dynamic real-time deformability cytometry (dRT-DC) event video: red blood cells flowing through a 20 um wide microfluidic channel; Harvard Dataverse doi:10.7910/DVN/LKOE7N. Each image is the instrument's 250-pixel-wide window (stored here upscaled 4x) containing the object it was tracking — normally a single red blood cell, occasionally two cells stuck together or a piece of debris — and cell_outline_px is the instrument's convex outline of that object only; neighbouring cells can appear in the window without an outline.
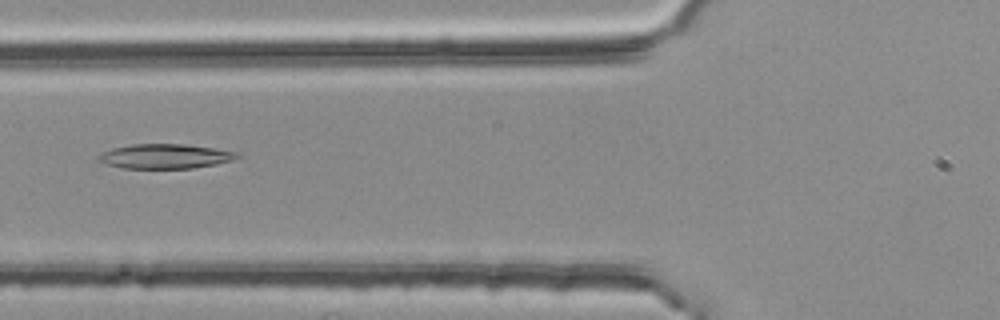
{"species": "common noctule bat (a hibernating species)", "species_latin": "Nyctalus noctula", "temperature_condition": "room temperature", "stored_images_in_passage": 42, "camera_frame_rate_fps": 3000, "um_per_image_px": 0.085, "animal": {"sex": "female", "body_mass_g": 25.1}, "frame": {"image": 1, "passage_image": 9, "time_ms": 2.667, "image_size_px": [1000, 320], "cell_outline_px": [[240, 156], [232, 160], [216, 164], [192, 168], [124, 168], [104, 164], [96, 160], [96, 156], [112, 148], [132, 144], [184, 144], [212, 148], [236, 152]], "centroid_in_image_um": [13.97, 13.28], "position_along_channel_um": 111.8, "area_um2": 19.77}}
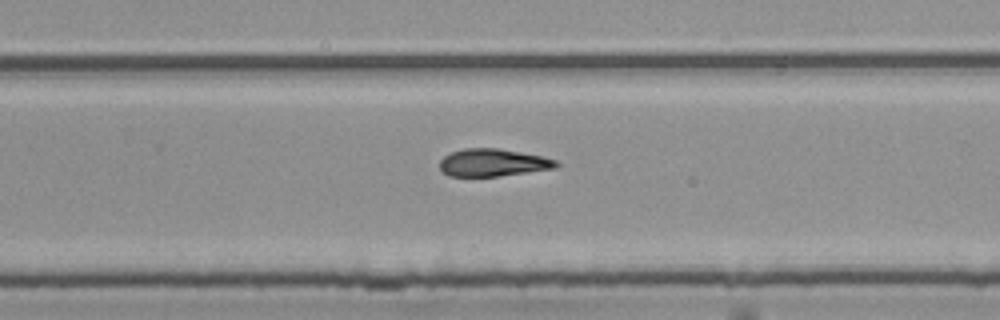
{"frame": {"image": 2, "passage_image": 23, "time_ms": 7.333, "image_size_px": [1000, 320], "cell_outline_px": [[560, 164], [556, 168], [528, 172], [496, 176], [448, 176], [440, 168], [440, 160], [444, 156], [452, 152], [464, 148], [496, 148], [544, 156], [556, 160]], "centroid_in_image_um": [41.92, 13.82], "position_along_channel_um": 287.9, "area_um2": 18.61}}
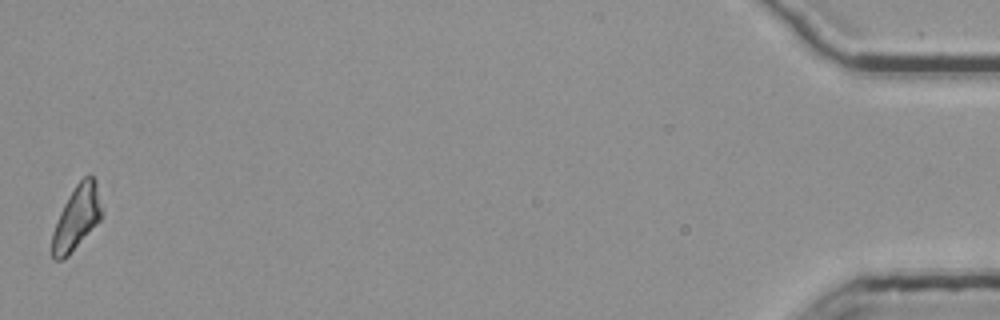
{"frame": {"image": 3, "passage_image": 42, "time_ms": 13.667, "image_size_px": [1000, 320], "cell_outline_px": [[104, 212], [100, 220], [68, 256], [64, 260], [52, 260], [52, 232], [60, 212], [68, 196], [76, 184], [88, 172], [96, 180], [104, 208]], "centroid_in_image_um": [6.55, 18.48], "position_along_channel_um": 428.7, "area_um2": 18.84}}